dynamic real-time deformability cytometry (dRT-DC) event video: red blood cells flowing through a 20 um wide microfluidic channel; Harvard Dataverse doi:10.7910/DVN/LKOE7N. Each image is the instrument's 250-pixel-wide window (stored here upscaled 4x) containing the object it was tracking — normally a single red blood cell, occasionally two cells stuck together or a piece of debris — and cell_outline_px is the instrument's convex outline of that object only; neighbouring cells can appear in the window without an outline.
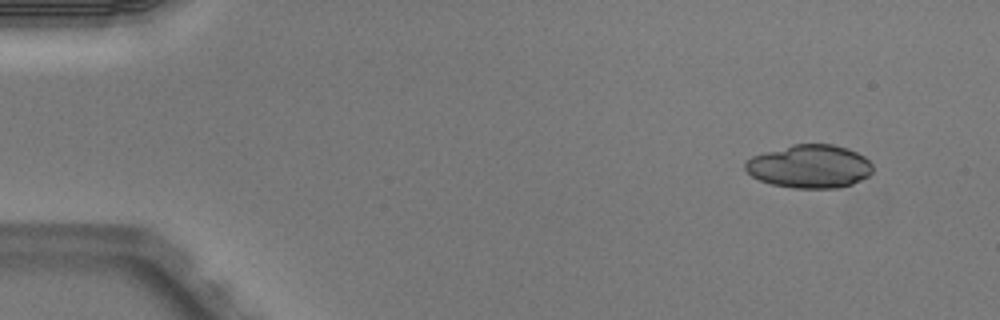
{"species": "Egyptian fruit bat (a non-hibernating species)", "species_latin": "Rousettus aegyptiacus", "temperature_condition": "warm", "stored_images_in_passage": 4, "camera_frame_rate_fps": 3000, "um_per_image_px": 0.085, "animal": {"sex": "male"}, "frame": {"image": 1, "passage_image": 1, "time_ms": 0.0, "image_size_px": [1000, 320], "cell_outline_px": [[872, 172], [868, 176], [852, 184], [840, 188], [792, 188], [772, 184], [760, 180], [752, 176], [744, 168], [744, 160], [752, 156], [764, 152], [792, 144], [832, 144], [848, 148], [864, 156], [872, 164]], "centroid_in_image_um": [68.8, 14.14], "position_along_channel_um": 16.2, "area_um2": 32.31}}
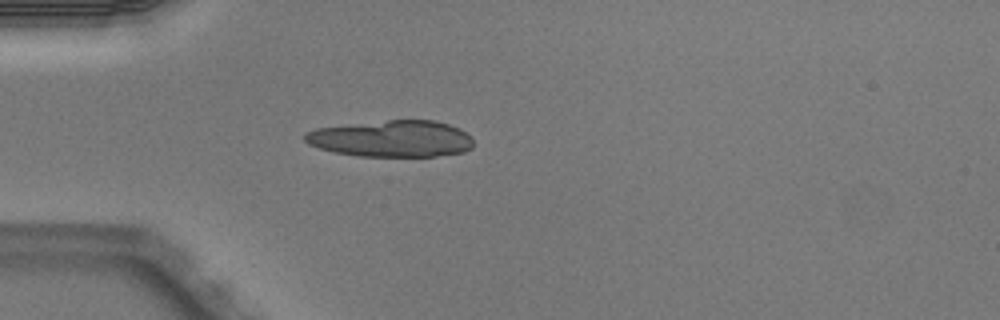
{"frame": {"image": 2, "passage_image": 4, "time_ms": 1.0, "image_size_px": [1000, 320], "cell_outline_px": [[472, 148], [464, 152], [436, 156], [360, 156], [336, 152], [320, 148], [308, 144], [304, 140], [304, 132], [316, 128], [388, 120], [436, 120], [460, 128], [472, 136]], "centroid_in_image_um": [33.32, 11.78], "position_along_channel_um": 51.7, "area_um2": 35.95}}